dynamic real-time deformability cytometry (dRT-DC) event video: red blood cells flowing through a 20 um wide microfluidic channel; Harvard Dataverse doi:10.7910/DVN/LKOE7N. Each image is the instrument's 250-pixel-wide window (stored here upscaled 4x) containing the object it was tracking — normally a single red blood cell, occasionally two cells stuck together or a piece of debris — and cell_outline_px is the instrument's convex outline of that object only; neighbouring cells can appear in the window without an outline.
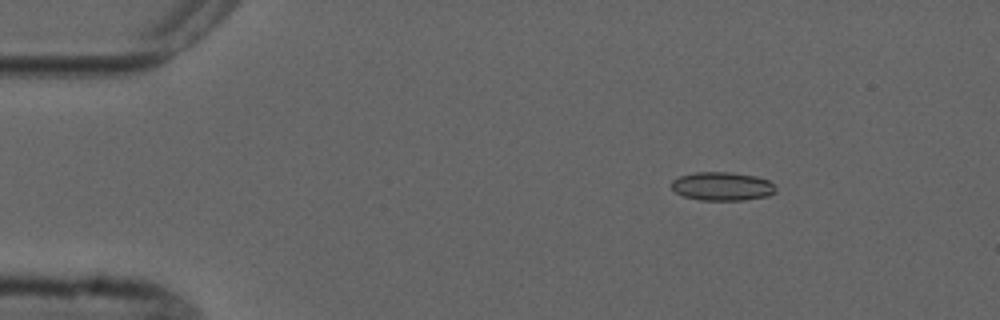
{"species": "common noctule bat (a hibernating species)", "species_latin": "Nyctalus noctula", "temperature_condition": "cold", "stored_images_in_passage": 4, "camera_frame_rate_fps": 3000, "um_per_image_px": 0.085, "animal": {"sex": "male", "forearm_length_mm": 52.5}, "frame": {"image": 1, "passage_image": 2, "time_ms": 2.0, "image_size_px": [1000, 320], "cell_outline_px": [[776, 192], [768, 196], [744, 200], [700, 200], [684, 196], [676, 192], [672, 188], [672, 180], [680, 176], [696, 172], [728, 172], [756, 176], [768, 180], [776, 188]], "centroid_in_image_um": [61.4, 15.84], "position_along_channel_um": 23.6, "area_um2": 17.28}}